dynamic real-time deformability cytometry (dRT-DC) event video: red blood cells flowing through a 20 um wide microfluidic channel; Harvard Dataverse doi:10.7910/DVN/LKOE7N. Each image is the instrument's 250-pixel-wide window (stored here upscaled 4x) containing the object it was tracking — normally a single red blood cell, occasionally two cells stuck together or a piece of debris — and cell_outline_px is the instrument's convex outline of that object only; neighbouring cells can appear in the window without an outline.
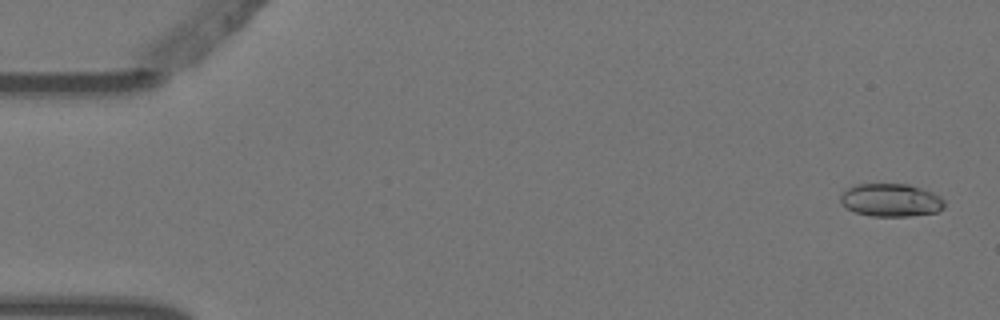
{"species": "Egyptian fruit bat (a non-hibernating species)", "species_latin": "Rousettus aegyptiacus", "temperature_condition": "warm", "stored_images_in_passage": 5, "camera_frame_rate_fps": 3000, "um_per_image_px": 0.085, "animal": {"sex": "female"}, "frame": {"image": 1, "passage_image": 1, "time_ms": 0.0, "image_size_px": [1000, 320], "cell_outline_px": [[944, 208], [936, 212], [908, 216], [872, 216], [856, 212], [848, 208], [840, 200], [840, 196], [848, 188], [856, 184], [908, 184], [932, 192], [940, 196], [944, 200]], "centroid_in_image_um": [75.75, 17.01], "position_along_channel_um": 9.3, "area_um2": 19.77}}
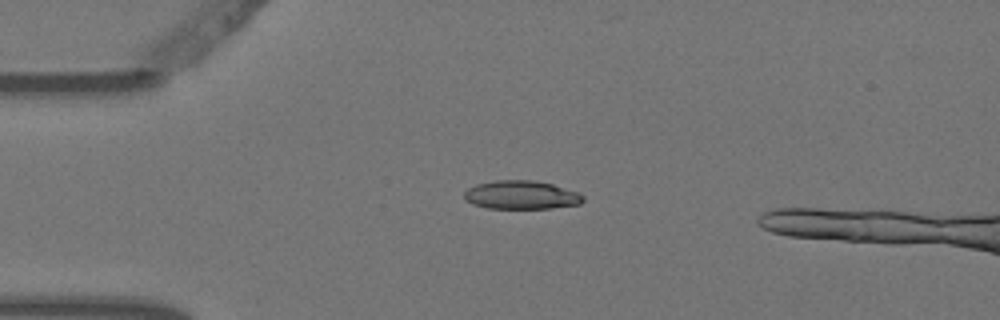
{"frame": {"image": 2, "passage_image": 4, "time_ms": 1.0, "image_size_px": [1000, 320], "cell_outline_px": [[584, 200], [580, 204], [552, 208], [488, 208], [472, 204], [464, 200], [464, 192], [468, 188], [476, 184], [496, 180], [536, 180], [552, 184], [576, 192], [584, 196]], "centroid_in_image_um": [44.28, 16.57], "position_along_channel_um": 40.7, "area_um2": 19.77}}